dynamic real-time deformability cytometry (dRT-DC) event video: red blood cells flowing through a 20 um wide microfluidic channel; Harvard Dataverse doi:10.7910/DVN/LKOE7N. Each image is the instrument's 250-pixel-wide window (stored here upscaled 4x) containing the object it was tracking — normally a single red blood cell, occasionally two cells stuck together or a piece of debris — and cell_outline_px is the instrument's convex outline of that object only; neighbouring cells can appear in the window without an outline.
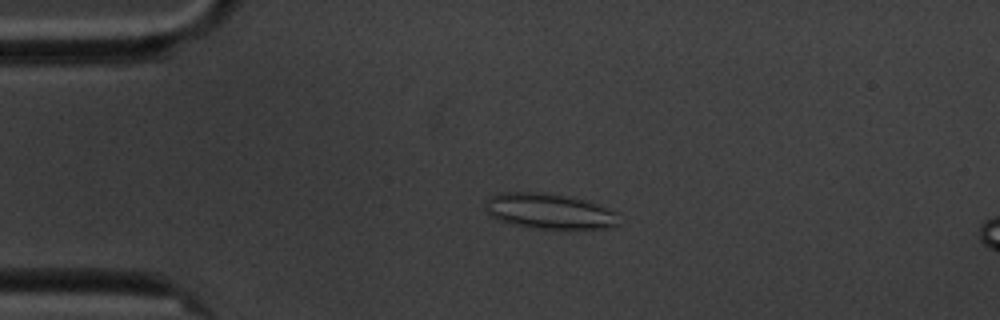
{"species": "common noctule bat (a hibernating species)", "species_latin": "Nyctalus noctula", "temperature_condition": "cold", "stored_images_in_passage": 5, "camera_frame_rate_fps": 3000, "um_per_image_px": 0.085, "animal": {"sex": "male", "body_mass_g": 20.1, "forearm_length_mm": 53.5}, "frame": {"image": 1, "passage_image": 3, "time_ms": 2.333, "image_size_px": [1000, 320], "cell_outline_px": [[616, 224], [608, 228], [532, 228], [512, 224], [500, 220], [492, 216], [484, 208], [488, 196], [500, 192], [544, 192], [588, 200], [600, 204], [616, 212]], "centroid_in_image_um": [46.64, 17.93], "position_along_channel_um": 38.4, "area_um2": 27.46}}